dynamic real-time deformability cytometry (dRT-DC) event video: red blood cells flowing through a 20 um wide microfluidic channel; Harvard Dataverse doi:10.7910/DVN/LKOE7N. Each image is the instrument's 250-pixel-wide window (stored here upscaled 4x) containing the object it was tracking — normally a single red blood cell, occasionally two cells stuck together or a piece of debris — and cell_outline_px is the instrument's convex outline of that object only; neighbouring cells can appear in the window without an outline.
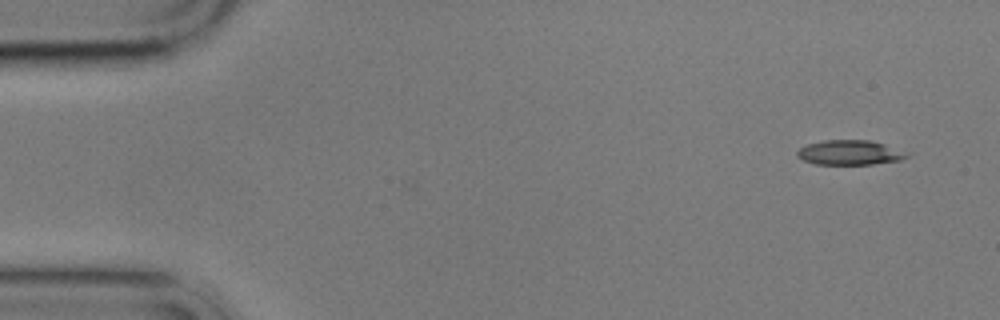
{"species": "common noctule bat (a hibernating species)", "species_latin": "Nyctalus noctula", "temperature_condition": "cold", "stored_images_in_passage": 7, "camera_frame_rate_fps": 3000, "um_per_image_px": 0.085, "animal": {"sex": "male", "body_mass_g": 17.9}, "frame": {"image": 1, "passage_image": 1, "time_ms": 0.0, "image_size_px": [1000, 320], "cell_outline_px": [[912, 152], [908, 156], [900, 160], [872, 164], [816, 164], [804, 160], [796, 156], [796, 152], [800, 148], [808, 144], [824, 140], [868, 140], [884, 144]], "centroid_in_image_um": [72.27, 12.96], "position_along_channel_um": 12.7, "area_um2": 15.84}}
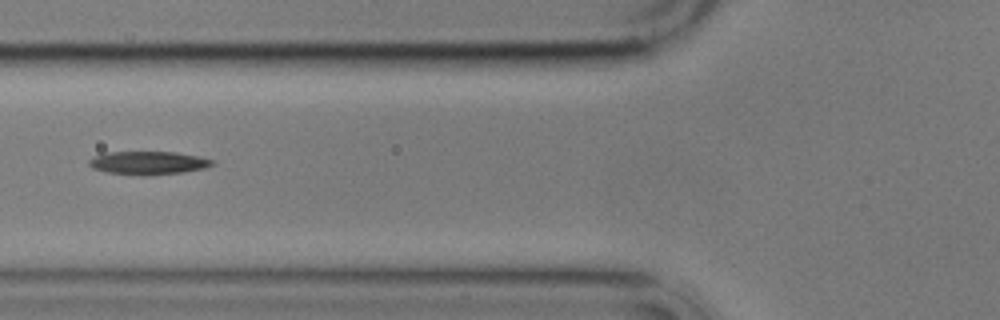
{"frame": {"image": 2, "passage_image": 6, "time_ms": 6.0, "image_size_px": [1000, 320], "cell_outline_px": [[216, 164], [204, 168], [184, 172], [144, 176], [108, 172], [92, 168], [88, 164], [88, 160], [92, 156], [104, 152], [176, 152], [200, 156], [216, 160]], "centroid_in_image_um": [12.62, 13.84], "position_along_channel_um": 113.2, "area_um2": 16.99}}
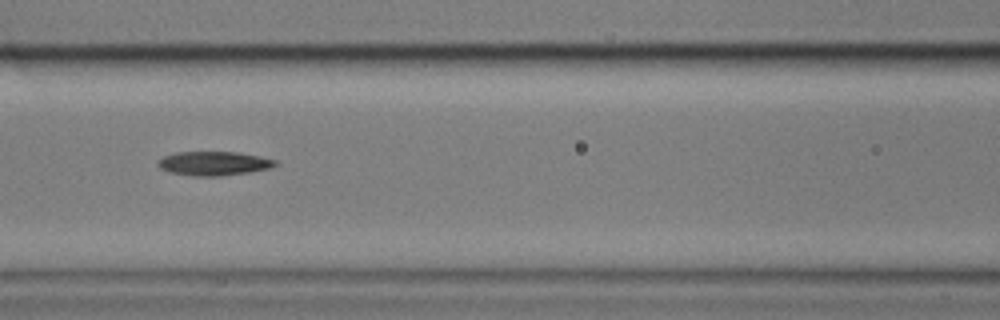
{"frame": {"image": 3, "passage_image": 7, "time_ms": 7.0, "image_size_px": [1000, 320], "cell_outline_px": [[280, 164], [272, 168], [248, 172], [220, 176], [192, 176], [168, 172], [160, 168], [156, 164], [156, 160], [164, 156], [176, 152], [240, 152], [260, 156], [276, 160]], "centroid_in_image_um": [18.17, 13.89], "position_along_channel_um": 148.4, "area_um2": 16.7}}